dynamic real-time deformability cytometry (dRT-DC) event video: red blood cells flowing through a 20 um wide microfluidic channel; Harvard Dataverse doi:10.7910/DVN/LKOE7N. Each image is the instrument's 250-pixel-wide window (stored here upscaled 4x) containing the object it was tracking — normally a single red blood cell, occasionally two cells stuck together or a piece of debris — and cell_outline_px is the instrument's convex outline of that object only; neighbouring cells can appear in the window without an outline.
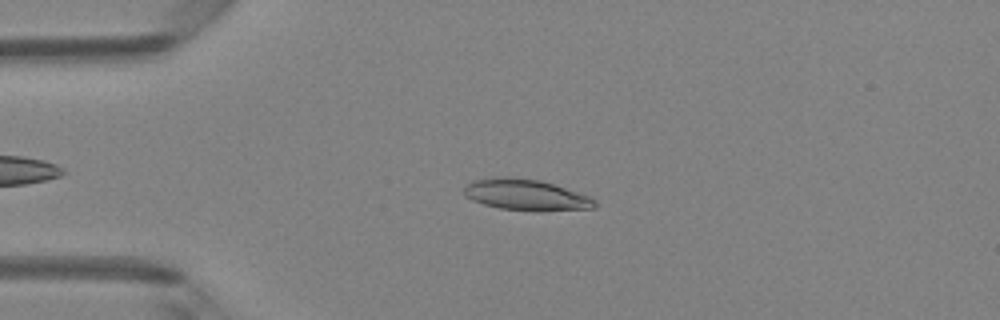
{"species": "Egyptian fruit bat (a non-hibernating species)", "species_latin": "Rousettus aegyptiacus", "temperature_condition": "room temperature", "stored_images_in_passage": 44, "camera_frame_rate_fps": 3000, "um_per_image_px": 0.085, "animal": {"sex": "female"}, "frame": {"image": 1, "passage_image": 12, "time_ms": 3.667, "image_size_px": [1000, 320], "cell_outline_px": [[596, 208], [540, 212], [536, 212], [500, 208], [484, 204], [472, 200], [464, 196], [464, 188], [468, 184], [476, 180], [504, 176], [508, 176], [540, 180], [592, 196], [596, 200]], "centroid_in_image_um": [44.77, 16.58], "position_along_channel_um": 40.2, "area_um2": 23.99}}
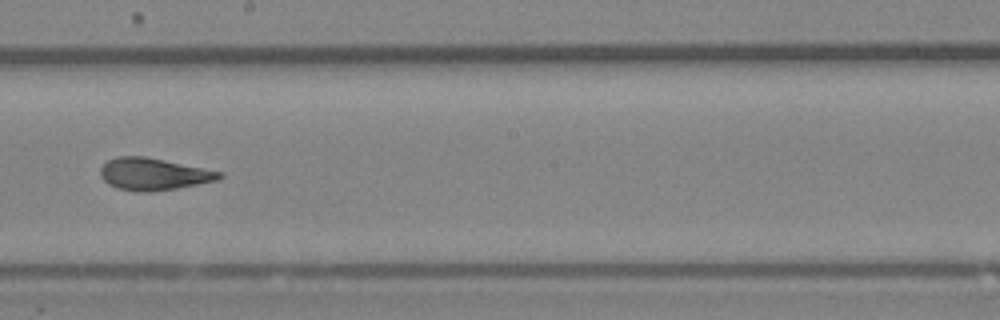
{"frame": {"image": 2, "passage_image": 28, "time_ms": 9.0, "image_size_px": [1000, 320], "cell_outline_px": [[224, 176], [216, 180], [176, 188], [152, 192], [136, 192], [116, 188], [108, 184], [100, 176], [100, 168], [108, 160], [116, 156], [144, 156], [224, 172]], "centroid_in_image_um": [13.02, 14.8], "position_along_channel_um": 235.2, "area_um2": 22.25}}
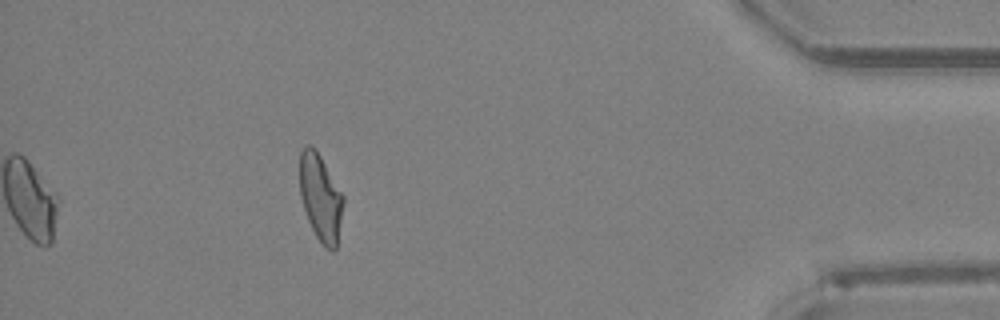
{"frame": {"image": 3, "passage_image": 44, "time_ms": 14.333, "image_size_px": [1000, 320], "cell_outline_px": [[344, 204], [336, 248], [332, 252], [324, 248], [316, 236], [308, 220], [300, 196], [300, 152], [308, 144], [316, 148], [344, 196]], "centroid_in_image_um": [27.26, 16.8], "position_along_channel_um": 407.9, "area_um2": 22.14}, "authors_computed_cell_mechanics": {"area_um2": 23.0911, "velocity_mm_per_s": 4.191, "shape_relaxation_time_tau1_ms": 8.0472, "shape_relaxation_time_tau2_ms": 1.3744, "deformation_change_tau1": 0.2385, "deformation_change_tau2": 0.0904}}